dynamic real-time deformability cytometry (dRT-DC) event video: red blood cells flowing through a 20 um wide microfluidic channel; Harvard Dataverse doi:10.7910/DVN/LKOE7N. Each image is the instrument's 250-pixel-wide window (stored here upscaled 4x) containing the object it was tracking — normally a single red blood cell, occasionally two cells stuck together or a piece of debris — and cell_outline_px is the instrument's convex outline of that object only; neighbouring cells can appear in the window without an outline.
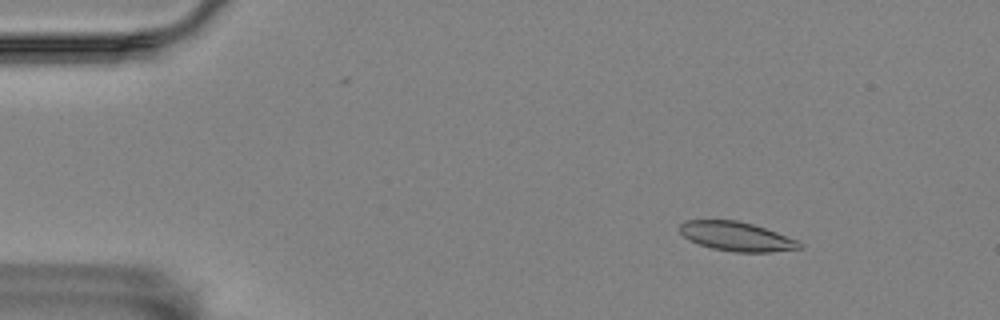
{"species": "Egyptian fruit bat (a non-hibernating species)", "species_latin": "Rousettus aegyptiacus", "temperature_condition": "room temperature", "stored_images_in_passage": 6, "camera_frame_rate_fps": 3000, "um_per_image_px": 0.085, "animal": {"sex": "female"}, "frame": {"image": 1, "passage_image": 2, "time_ms": 1.0, "image_size_px": [1000, 320], "cell_outline_px": [[804, 248], [768, 252], [732, 252], [712, 248], [700, 244], [684, 236], [680, 232], [680, 224], [684, 220], [736, 220], [752, 224], [776, 232], [796, 240], [804, 244]], "centroid_in_image_um": [62.62, 20.1], "position_along_channel_um": 22.4, "area_um2": 20.17}}
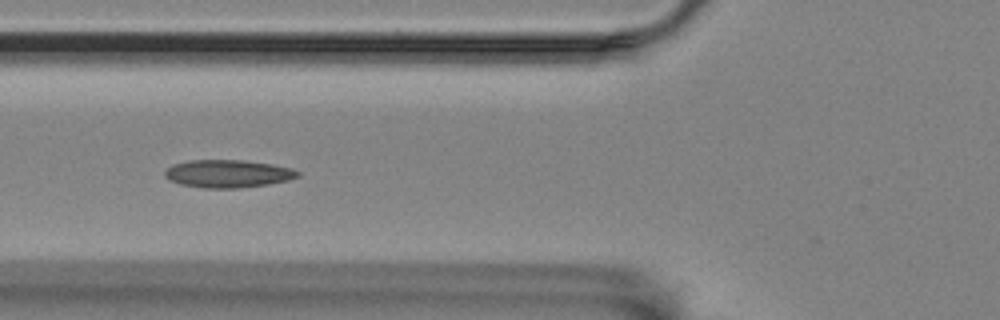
{"frame": {"image": 2, "passage_image": 6, "time_ms": 5.667, "image_size_px": [1000, 320], "cell_outline_px": [[300, 176], [288, 180], [268, 184], [240, 188], [204, 188], [180, 184], [168, 180], [164, 176], [164, 172], [172, 164], [192, 160], [240, 160], [272, 164], [292, 168], [300, 172]], "centroid_in_image_um": [19.36, 14.76], "position_along_channel_um": 106.4, "area_um2": 21.56}}